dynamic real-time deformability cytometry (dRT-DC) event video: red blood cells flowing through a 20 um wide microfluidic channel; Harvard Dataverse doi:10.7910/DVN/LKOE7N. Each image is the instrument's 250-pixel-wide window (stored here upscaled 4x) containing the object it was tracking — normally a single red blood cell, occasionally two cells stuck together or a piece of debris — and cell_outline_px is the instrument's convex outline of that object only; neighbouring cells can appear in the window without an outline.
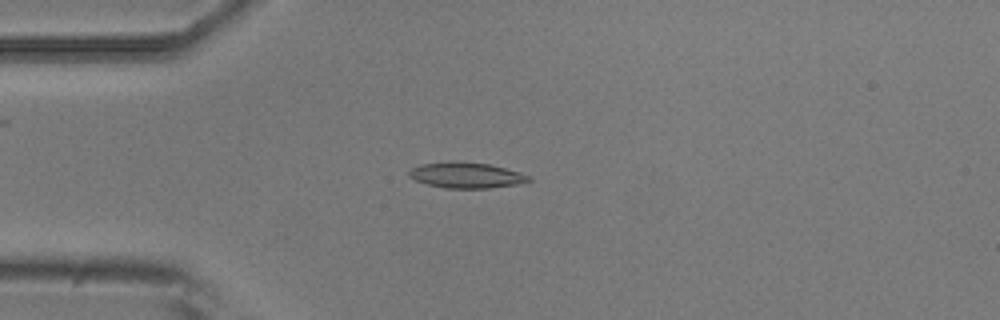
{"species": "common noctule bat (a hibernating species)", "species_latin": "Nyctalus noctula", "temperature_condition": "room temperature", "stored_images_in_passage": 30, "camera_frame_rate_fps": 3000, "um_per_image_px": 0.085, "animal": {"sex": "male", "body_mass_g": 20.5, "forearm_length_mm": 52.5}, "frame": {"image": 1, "passage_image": 1, "time_ms": 0.0, "image_size_px": [1000, 320], "cell_outline_px": [[532, 180], [516, 184], [488, 188], [444, 188], [428, 184], [416, 180], [408, 176], [408, 172], [412, 168], [420, 164], [448, 160], [456, 160], [488, 164], [504, 168], [532, 176]], "centroid_in_image_um": [39.6, 14.87], "position_along_channel_um": 45.4, "area_um2": 18.03}}
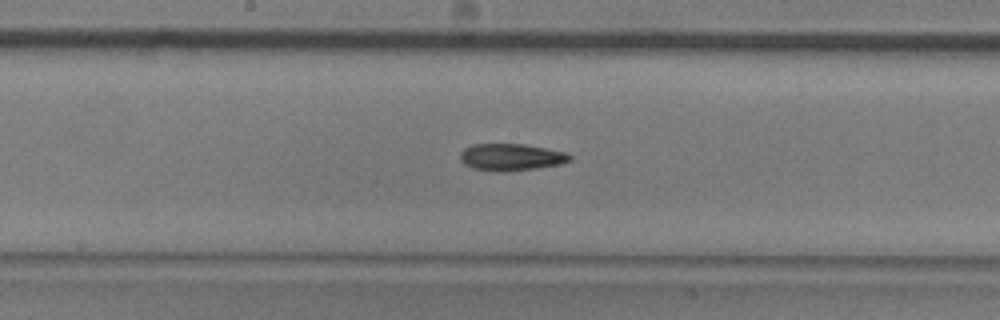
{"frame": {"image": 2, "passage_image": 15, "time_ms": 4.667, "image_size_px": [1000, 320], "cell_outline_px": [[572, 160], [560, 164], [536, 168], [496, 172], [472, 168], [464, 164], [460, 160], [460, 152], [464, 148], [472, 144], [524, 144], [564, 152], [572, 156]], "centroid_in_image_um": [43.4, 13.35], "position_along_channel_um": 204.8, "area_um2": 17.17}}
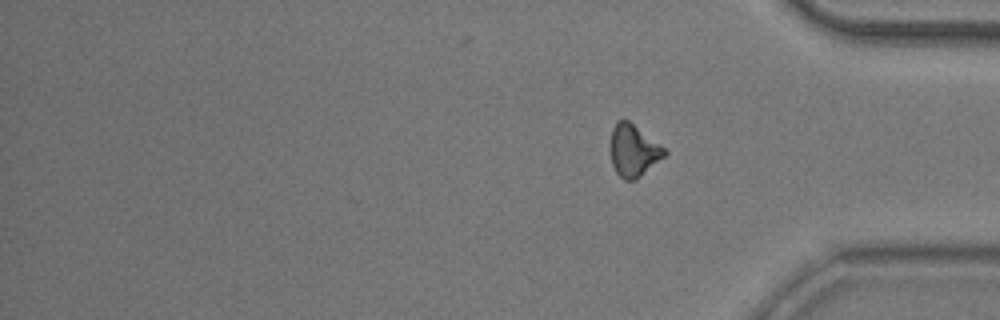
{"frame": {"image": 3, "passage_image": 30, "time_ms": 9.667, "image_size_px": [1000, 320], "cell_outline_px": [[668, 152], [664, 156], [636, 180], [624, 180], [616, 172], [612, 164], [608, 148], [608, 144], [612, 128], [616, 120], [628, 120], [660, 144]], "centroid_in_image_um": [53.78, 12.79], "position_along_channel_um": 381.4, "area_um2": 16.59}, "authors_computed_cell_mechanics": {"area_um2": 16.762, "velocity_mm_per_s": 3.7273, "shape_relaxation_time_tau1_ms": null, "shape_relaxation_time_tau2_ms": 10.7341, "deformation_change_tau1": null, "deformation_change_tau2": 0.2043}}